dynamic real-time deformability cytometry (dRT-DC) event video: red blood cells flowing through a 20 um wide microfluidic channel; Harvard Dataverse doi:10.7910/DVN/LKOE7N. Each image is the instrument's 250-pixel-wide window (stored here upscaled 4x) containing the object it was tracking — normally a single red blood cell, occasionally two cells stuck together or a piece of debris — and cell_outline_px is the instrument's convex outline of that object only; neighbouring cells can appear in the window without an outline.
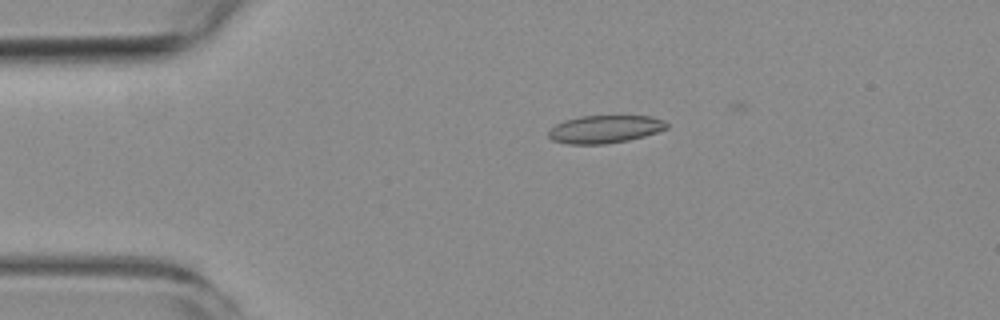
{"species": "common noctule bat (a hibernating species)", "species_latin": "Nyctalus noctula", "temperature_condition": "room temperature", "stored_images_in_passage": 3, "camera_frame_rate_fps": 3000, "um_per_image_px": 0.085, "animal": {"sex": "female", "body_mass_g": 19.3, "forearm_length_mm": 54.1}, "frame": {"image": 1, "passage_image": 1, "time_ms": 0.0, "image_size_px": [1000, 320], "cell_outline_px": [[668, 128], [644, 136], [628, 140], [604, 144], [568, 144], [552, 140], [548, 136], [548, 132], [556, 124], [564, 120], [580, 116], [652, 116], [664, 120], [668, 124]], "centroid_in_image_um": [51.42, 10.98], "position_along_channel_um": 33.6, "area_um2": 19.13}}